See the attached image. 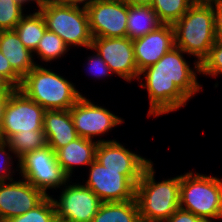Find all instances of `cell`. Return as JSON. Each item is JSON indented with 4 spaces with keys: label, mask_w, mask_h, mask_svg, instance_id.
<instances>
[{
    "label": "cell",
    "mask_w": 222,
    "mask_h": 222,
    "mask_svg": "<svg viewBox=\"0 0 222 222\" xmlns=\"http://www.w3.org/2000/svg\"><path fill=\"white\" fill-rule=\"evenodd\" d=\"M97 145V141L78 137L56 151L57 161L70 179L75 170L86 168L95 160Z\"/></svg>",
    "instance_id": "obj_18"
},
{
    "label": "cell",
    "mask_w": 222,
    "mask_h": 222,
    "mask_svg": "<svg viewBox=\"0 0 222 222\" xmlns=\"http://www.w3.org/2000/svg\"><path fill=\"white\" fill-rule=\"evenodd\" d=\"M162 25L163 23L152 7L128 5L127 37L131 40L141 38Z\"/></svg>",
    "instance_id": "obj_20"
},
{
    "label": "cell",
    "mask_w": 222,
    "mask_h": 222,
    "mask_svg": "<svg viewBox=\"0 0 222 222\" xmlns=\"http://www.w3.org/2000/svg\"><path fill=\"white\" fill-rule=\"evenodd\" d=\"M46 29L45 19L38 9L33 13L28 10L14 28L24 46L32 52L37 49Z\"/></svg>",
    "instance_id": "obj_22"
},
{
    "label": "cell",
    "mask_w": 222,
    "mask_h": 222,
    "mask_svg": "<svg viewBox=\"0 0 222 222\" xmlns=\"http://www.w3.org/2000/svg\"><path fill=\"white\" fill-rule=\"evenodd\" d=\"M77 180L70 179L62 186L58 198L51 194L58 222H91L102 204L92 190Z\"/></svg>",
    "instance_id": "obj_9"
},
{
    "label": "cell",
    "mask_w": 222,
    "mask_h": 222,
    "mask_svg": "<svg viewBox=\"0 0 222 222\" xmlns=\"http://www.w3.org/2000/svg\"><path fill=\"white\" fill-rule=\"evenodd\" d=\"M0 77L6 84L11 85L15 89L19 88L22 81V78L12 69L8 59L2 54L1 51H0Z\"/></svg>",
    "instance_id": "obj_31"
},
{
    "label": "cell",
    "mask_w": 222,
    "mask_h": 222,
    "mask_svg": "<svg viewBox=\"0 0 222 222\" xmlns=\"http://www.w3.org/2000/svg\"><path fill=\"white\" fill-rule=\"evenodd\" d=\"M94 101L83 94L70 108V114L78 136L97 142L116 140H105L102 136L109 135L108 133L112 132L118 125H123L125 123L124 118L114 114L105 106L96 104L97 102Z\"/></svg>",
    "instance_id": "obj_8"
},
{
    "label": "cell",
    "mask_w": 222,
    "mask_h": 222,
    "mask_svg": "<svg viewBox=\"0 0 222 222\" xmlns=\"http://www.w3.org/2000/svg\"><path fill=\"white\" fill-rule=\"evenodd\" d=\"M45 109L26 97L19 89L11 95L5 106L0 128V140L8 141L19 132L43 130Z\"/></svg>",
    "instance_id": "obj_10"
},
{
    "label": "cell",
    "mask_w": 222,
    "mask_h": 222,
    "mask_svg": "<svg viewBox=\"0 0 222 222\" xmlns=\"http://www.w3.org/2000/svg\"><path fill=\"white\" fill-rule=\"evenodd\" d=\"M26 9V5L20 0H0V31L14 30L26 14Z\"/></svg>",
    "instance_id": "obj_27"
},
{
    "label": "cell",
    "mask_w": 222,
    "mask_h": 222,
    "mask_svg": "<svg viewBox=\"0 0 222 222\" xmlns=\"http://www.w3.org/2000/svg\"><path fill=\"white\" fill-rule=\"evenodd\" d=\"M0 87H12L11 85L6 84L0 77Z\"/></svg>",
    "instance_id": "obj_40"
},
{
    "label": "cell",
    "mask_w": 222,
    "mask_h": 222,
    "mask_svg": "<svg viewBox=\"0 0 222 222\" xmlns=\"http://www.w3.org/2000/svg\"><path fill=\"white\" fill-rule=\"evenodd\" d=\"M70 51V48L64 43V41L54 32L46 29L43 37L39 41L37 49L33 52L34 59L36 56L40 63L37 65H51L52 61L61 60L66 58V55ZM61 58V59H60Z\"/></svg>",
    "instance_id": "obj_23"
},
{
    "label": "cell",
    "mask_w": 222,
    "mask_h": 222,
    "mask_svg": "<svg viewBox=\"0 0 222 222\" xmlns=\"http://www.w3.org/2000/svg\"><path fill=\"white\" fill-rule=\"evenodd\" d=\"M38 10L45 19L47 29L56 33L70 49L91 47L93 37L85 8L46 1Z\"/></svg>",
    "instance_id": "obj_6"
},
{
    "label": "cell",
    "mask_w": 222,
    "mask_h": 222,
    "mask_svg": "<svg viewBox=\"0 0 222 222\" xmlns=\"http://www.w3.org/2000/svg\"><path fill=\"white\" fill-rule=\"evenodd\" d=\"M91 48L110 67L111 72L128 83L137 81L139 72L134 57L133 42L129 37H97L92 39Z\"/></svg>",
    "instance_id": "obj_12"
},
{
    "label": "cell",
    "mask_w": 222,
    "mask_h": 222,
    "mask_svg": "<svg viewBox=\"0 0 222 222\" xmlns=\"http://www.w3.org/2000/svg\"><path fill=\"white\" fill-rule=\"evenodd\" d=\"M82 184L92 190L102 202H124L135 199L136 185L122 170L107 169L94 160L88 167ZM84 182V183H83Z\"/></svg>",
    "instance_id": "obj_11"
},
{
    "label": "cell",
    "mask_w": 222,
    "mask_h": 222,
    "mask_svg": "<svg viewBox=\"0 0 222 222\" xmlns=\"http://www.w3.org/2000/svg\"><path fill=\"white\" fill-rule=\"evenodd\" d=\"M128 5L152 6L153 0H121Z\"/></svg>",
    "instance_id": "obj_36"
},
{
    "label": "cell",
    "mask_w": 222,
    "mask_h": 222,
    "mask_svg": "<svg viewBox=\"0 0 222 222\" xmlns=\"http://www.w3.org/2000/svg\"><path fill=\"white\" fill-rule=\"evenodd\" d=\"M91 222H141L136 198L124 202H102Z\"/></svg>",
    "instance_id": "obj_21"
},
{
    "label": "cell",
    "mask_w": 222,
    "mask_h": 222,
    "mask_svg": "<svg viewBox=\"0 0 222 222\" xmlns=\"http://www.w3.org/2000/svg\"><path fill=\"white\" fill-rule=\"evenodd\" d=\"M215 14V31L218 40H222V2L213 4Z\"/></svg>",
    "instance_id": "obj_34"
},
{
    "label": "cell",
    "mask_w": 222,
    "mask_h": 222,
    "mask_svg": "<svg viewBox=\"0 0 222 222\" xmlns=\"http://www.w3.org/2000/svg\"><path fill=\"white\" fill-rule=\"evenodd\" d=\"M185 54L174 46L157 63L140 72L137 82L148 94V118L183 109L204 90L197 76L201 74L200 63L195 59L193 63L187 61Z\"/></svg>",
    "instance_id": "obj_1"
},
{
    "label": "cell",
    "mask_w": 222,
    "mask_h": 222,
    "mask_svg": "<svg viewBox=\"0 0 222 222\" xmlns=\"http://www.w3.org/2000/svg\"><path fill=\"white\" fill-rule=\"evenodd\" d=\"M43 131L47 145L55 152L79 136L69 110H45Z\"/></svg>",
    "instance_id": "obj_17"
},
{
    "label": "cell",
    "mask_w": 222,
    "mask_h": 222,
    "mask_svg": "<svg viewBox=\"0 0 222 222\" xmlns=\"http://www.w3.org/2000/svg\"><path fill=\"white\" fill-rule=\"evenodd\" d=\"M199 222H216V221L211 219H201Z\"/></svg>",
    "instance_id": "obj_41"
},
{
    "label": "cell",
    "mask_w": 222,
    "mask_h": 222,
    "mask_svg": "<svg viewBox=\"0 0 222 222\" xmlns=\"http://www.w3.org/2000/svg\"><path fill=\"white\" fill-rule=\"evenodd\" d=\"M7 143L14 152L18 160L26 153L41 149L47 145V140L43 130L29 131L23 133L22 131L13 135Z\"/></svg>",
    "instance_id": "obj_24"
},
{
    "label": "cell",
    "mask_w": 222,
    "mask_h": 222,
    "mask_svg": "<svg viewBox=\"0 0 222 222\" xmlns=\"http://www.w3.org/2000/svg\"><path fill=\"white\" fill-rule=\"evenodd\" d=\"M152 161L136 184L141 222H165L180 206V175L157 182Z\"/></svg>",
    "instance_id": "obj_2"
},
{
    "label": "cell",
    "mask_w": 222,
    "mask_h": 222,
    "mask_svg": "<svg viewBox=\"0 0 222 222\" xmlns=\"http://www.w3.org/2000/svg\"><path fill=\"white\" fill-rule=\"evenodd\" d=\"M93 38L127 37L128 4L121 0H97L87 9Z\"/></svg>",
    "instance_id": "obj_13"
},
{
    "label": "cell",
    "mask_w": 222,
    "mask_h": 222,
    "mask_svg": "<svg viewBox=\"0 0 222 222\" xmlns=\"http://www.w3.org/2000/svg\"><path fill=\"white\" fill-rule=\"evenodd\" d=\"M180 208L201 219H222V178L187 171L180 173Z\"/></svg>",
    "instance_id": "obj_5"
},
{
    "label": "cell",
    "mask_w": 222,
    "mask_h": 222,
    "mask_svg": "<svg viewBox=\"0 0 222 222\" xmlns=\"http://www.w3.org/2000/svg\"><path fill=\"white\" fill-rule=\"evenodd\" d=\"M129 149L118 140L98 142L95 160L107 169L122 170L136 185L152 160Z\"/></svg>",
    "instance_id": "obj_14"
},
{
    "label": "cell",
    "mask_w": 222,
    "mask_h": 222,
    "mask_svg": "<svg viewBox=\"0 0 222 222\" xmlns=\"http://www.w3.org/2000/svg\"><path fill=\"white\" fill-rule=\"evenodd\" d=\"M13 159L17 161L16 168L13 167L15 165ZM16 173L17 175L19 174V160L15 157L10 145L6 141L0 140V182L11 181L18 178V176H14Z\"/></svg>",
    "instance_id": "obj_29"
},
{
    "label": "cell",
    "mask_w": 222,
    "mask_h": 222,
    "mask_svg": "<svg viewBox=\"0 0 222 222\" xmlns=\"http://www.w3.org/2000/svg\"><path fill=\"white\" fill-rule=\"evenodd\" d=\"M6 222H57L55 204L51 195L27 213L14 216Z\"/></svg>",
    "instance_id": "obj_26"
},
{
    "label": "cell",
    "mask_w": 222,
    "mask_h": 222,
    "mask_svg": "<svg viewBox=\"0 0 222 222\" xmlns=\"http://www.w3.org/2000/svg\"><path fill=\"white\" fill-rule=\"evenodd\" d=\"M193 4V0H153L151 7L163 24L173 25Z\"/></svg>",
    "instance_id": "obj_25"
},
{
    "label": "cell",
    "mask_w": 222,
    "mask_h": 222,
    "mask_svg": "<svg viewBox=\"0 0 222 222\" xmlns=\"http://www.w3.org/2000/svg\"><path fill=\"white\" fill-rule=\"evenodd\" d=\"M16 179L0 182V220L3 222L27 213L47 197L25 179Z\"/></svg>",
    "instance_id": "obj_15"
},
{
    "label": "cell",
    "mask_w": 222,
    "mask_h": 222,
    "mask_svg": "<svg viewBox=\"0 0 222 222\" xmlns=\"http://www.w3.org/2000/svg\"><path fill=\"white\" fill-rule=\"evenodd\" d=\"M138 72L157 63L175 46L172 24H163L157 30L132 40Z\"/></svg>",
    "instance_id": "obj_16"
},
{
    "label": "cell",
    "mask_w": 222,
    "mask_h": 222,
    "mask_svg": "<svg viewBox=\"0 0 222 222\" xmlns=\"http://www.w3.org/2000/svg\"><path fill=\"white\" fill-rule=\"evenodd\" d=\"M65 5L74 6V7H81L87 9L97 0H56Z\"/></svg>",
    "instance_id": "obj_35"
},
{
    "label": "cell",
    "mask_w": 222,
    "mask_h": 222,
    "mask_svg": "<svg viewBox=\"0 0 222 222\" xmlns=\"http://www.w3.org/2000/svg\"><path fill=\"white\" fill-rule=\"evenodd\" d=\"M14 87H0V128L3 122L5 106L10 98V95L15 91Z\"/></svg>",
    "instance_id": "obj_33"
},
{
    "label": "cell",
    "mask_w": 222,
    "mask_h": 222,
    "mask_svg": "<svg viewBox=\"0 0 222 222\" xmlns=\"http://www.w3.org/2000/svg\"><path fill=\"white\" fill-rule=\"evenodd\" d=\"M18 175L46 196H50L49 190L58 193L57 190L70 180L58 163L56 152L48 145L21 157Z\"/></svg>",
    "instance_id": "obj_7"
},
{
    "label": "cell",
    "mask_w": 222,
    "mask_h": 222,
    "mask_svg": "<svg viewBox=\"0 0 222 222\" xmlns=\"http://www.w3.org/2000/svg\"><path fill=\"white\" fill-rule=\"evenodd\" d=\"M195 4H205V5H213L218 2H222V0H193Z\"/></svg>",
    "instance_id": "obj_37"
},
{
    "label": "cell",
    "mask_w": 222,
    "mask_h": 222,
    "mask_svg": "<svg viewBox=\"0 0 222 222\" xmlns=\"http://www.w3.org/2000/svg\"><path fill=\"white\" fill-rule=\"evenodd\" d=\"M22 1L25 5H27L29 7V5L31 4H36V0H20ZM30 3V4H29Z\"/></svg>",
    "instance_id": "obj_39"
},
{
    "label": "cell",
    "mask_w": 222,
    "mask_h": 222,
    "mask_svg": "<svg viewBox=\"0 0 222 222\" xmlns=\"http://www.w3.org/2000/svg\"><path fill=\"white\" fill-rule=\"evenodd\" d=\"M46 1H56V0H36V5L33 6L31 5L32 7H34L33 9H38L39 7H41Z\"/></svg>",
    "instance_id": "obj_38"
},
{
    "label": "cell",
    "mask_w": 222,
    "mask_h": 222,
    "mask_svg": "<svg viewBox=\"0 0 222 222\" xmlns=\"http://www.w3.org/2000/svg\"><path fill=\"white\" fill-rule=\"evenodd\" d=\"M173 28L175 47L201 64L217 40L213 5L194 3Z\"/></svg>",
    "instance_id": "obj_4"
},
{
    "label": "cell",
    "mask_w": 222,
    "mask_h": 222,
    "mask_svg": "<svg viewBox=\"0 0 222 222\" xmlns=\"http://www.w3.org/2000/svg\"><path fill=\"white\" fill-rule=\"evenodd\" d=\"M201 218L192 212L178 208L165 222H199Z\"/></svg>",
    "instance_id": "obj_32"
},
{
    "label": "cell",
    "mask_w": 222,
    "mask_h": 222,
    "mask_svg": "<svg viewBox=\"0 0 222 222\" xmlns=\"http://www.w3.org/2000/svg\"><path fill=\"white\" fill-rule=\"evenodd\" d=\"M91 51L92 55H88L84 60L83 67H87L86 70L88 69V74H90L94 80L96 78V80H103L104 82L106 81V78L109 77V79L111 78V76L113 77L114 74L111 72L110 67L107 65V63L101 58V56L96 53V51L89 47L87 48V51ZM85 65V66H84Z\"/></svg>",
    "instance_id": "obj_30"
},
{
    "label": "cell",
    "mask_w": 222,
    "mask_h": 222,
    "mask_svg": "<svg viewBox=\"0 0 222 222\" xmlns=\"http://www.w3.org/2000/svg\"><path fill=\"white\" fill-rule=\"evenodd\" d=\"M0 51L21 78L38 63V60L34 59L33 52L24 46L15 30L0 31Z\"/></svg>",
    "instance_id": "obj_19"
},
{
    "label": "cell",
    "mask_w": 222,
    "mask_h": 222,
    "mask_svg": "<svg viewBox=\"0 0 222 222\" xmlns=\"http://www.w3.org/2000/svg\"><path fill=\"white\" fill-rule=\"evenodd\" d=\"M18 89L45 110H69L82 96L76 83L47 65H36L22 78Z\"/></svg>",
    "instance_id": "obj_3"
},
{
    "label": "cell",
    "mask_w": 222,
    "mask_h": 222,
    "mask_svg": "<svg viewBox=\"0 0 222 222\" xmlns=\"http://www.w3.org/2000/svg\"><path fill=\"white\" fill-rule=\"evenodd\" d=\"M202 77L216 78L222 76V40H216L208 56L201 62Z\"/></svg>",
    "instance_id": "obj_28"
}]
</instances>
